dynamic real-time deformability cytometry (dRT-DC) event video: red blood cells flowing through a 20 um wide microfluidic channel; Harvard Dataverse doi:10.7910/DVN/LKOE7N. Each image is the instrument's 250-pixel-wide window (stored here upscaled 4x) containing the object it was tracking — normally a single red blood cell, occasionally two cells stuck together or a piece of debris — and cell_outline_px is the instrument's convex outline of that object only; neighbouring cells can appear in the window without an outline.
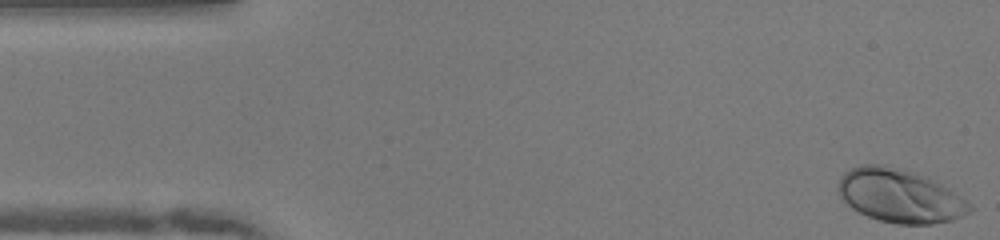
{"species": "human", "species_latin": "Homo sapiens", "temperature_condition": "warm", "stored_images_in_passage": 49, "camera_frame_rate_fps": 3000, "um_per_image_px": 0.085, "donor": {"sex": "female"}, "frame": {"image": 1, "passage_image": 1, "time_ms": 0.0, "image_size_px": [1000, 240], "cell_outline_px": [[972, 212], [952, 220], [932, 224], [896, 224], [880, 220], [868, 216], [852, 208], [840, 196], [836, 188], [840, 176], [844, 172], [860, 164], [884, 164], [928, 176], [968, 200], [972, 208]], "centroid_in_image_um": [76.49, 16.63], "position_along_channel_um": 8.5, "area_um2": 41.27}}
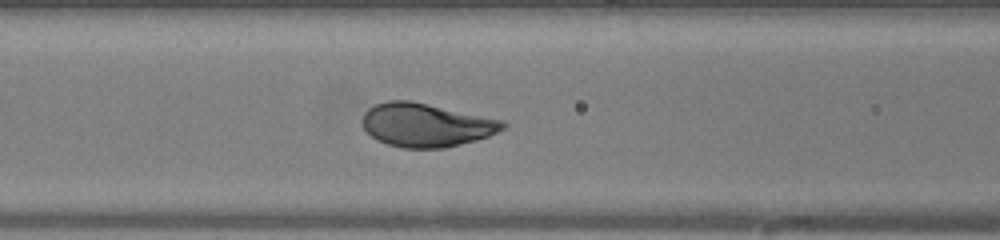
{"frame": {"image": 2, "passage_image": 19, "time_ms": 6.0, "image_size_px": [1000, 240], "cell_outline_px": [[508, 124], [504, 128], [488, 136], [476, 140], [444, 148], [404, 148], [388, 144], [376, 140], [364, 128], [364, 112], [368, 108], [376, 104], [388, 100], [412, 100], [504, 120]], "centroid_in_image_um": [36.24, 10.61], "position_along_channel_um": 130.4, "area_um2": 35.6}}
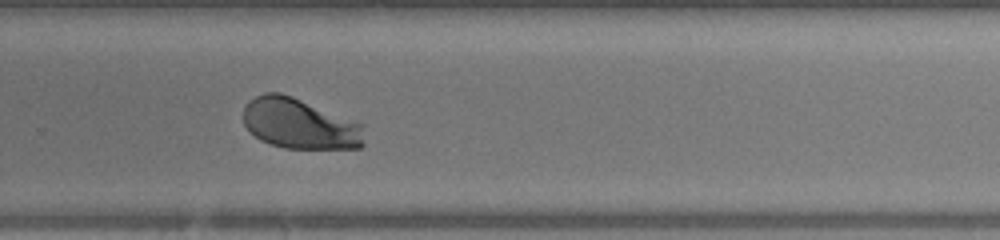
{"frame": {"image": 3, "passage_image": 32, "time_ms": 10.333, "image_size_px": [1000, 240], "cell_outline_px": [[364, 144], [360, 148], [284, 148], [260, 140], [248, 132], [244, 124], [244, 104], [248, 100], [264, 92], [280, 92], [292, 96], [364, 124]], "centroid_in_image_um": [25.46, 10.51], "position_along_channel_um": 304.3, "area_um2": 35.89}, "authors_computed_cell_mechanics": {"area_um2": 35.6048, "velocity_mm_per_s": 4.0294, "shape_relaxation_time_tau1_ms": 1.8059, "shape_relaxation_time_tau2_ms": null, "deformation_change_tau1": 0.1334, "deformation_change_tau2": null}}